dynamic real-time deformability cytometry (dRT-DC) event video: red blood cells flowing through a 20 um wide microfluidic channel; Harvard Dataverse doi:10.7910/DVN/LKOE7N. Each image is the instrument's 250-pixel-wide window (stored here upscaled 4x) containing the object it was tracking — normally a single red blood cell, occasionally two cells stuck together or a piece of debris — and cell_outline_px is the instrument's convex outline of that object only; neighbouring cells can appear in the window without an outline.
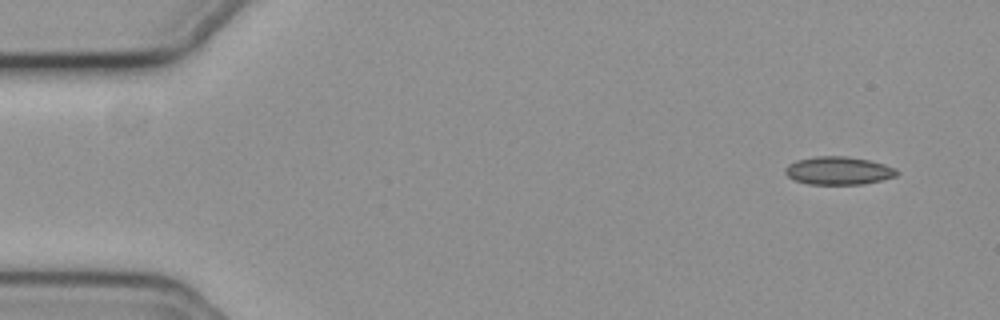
{"species": "common noctule bat (a hibernating species)", "species_latin": "Nyctalus noctula", "temperature_condition": "cold", "stored_images_in_passage": 9, "camera_frame_rate_fps": 3000, "um_per_image_px": 0.085, "animal": {"sex": "female", "body_mass_g": 19.3, "forearm_length_mm": 54.1}, "frame": {"image": 1, "passage_image": 1, "time_ms": 0.0, "image_size_px": [1000, 320], "cell_outline_px": [[900, 172], [896, 176], [864, 184], [808, 184], [796, 180], [788, 176], [784, 172], [784, 168], [788, 164], [796, 160], [816, 156], [848, 156], [868, 160], [884, 164], [896, 168]], "centroid_in_image_um": [71.27, 14.5], "position_along_channel_um": 13.7, "area_um2": 18.26}}